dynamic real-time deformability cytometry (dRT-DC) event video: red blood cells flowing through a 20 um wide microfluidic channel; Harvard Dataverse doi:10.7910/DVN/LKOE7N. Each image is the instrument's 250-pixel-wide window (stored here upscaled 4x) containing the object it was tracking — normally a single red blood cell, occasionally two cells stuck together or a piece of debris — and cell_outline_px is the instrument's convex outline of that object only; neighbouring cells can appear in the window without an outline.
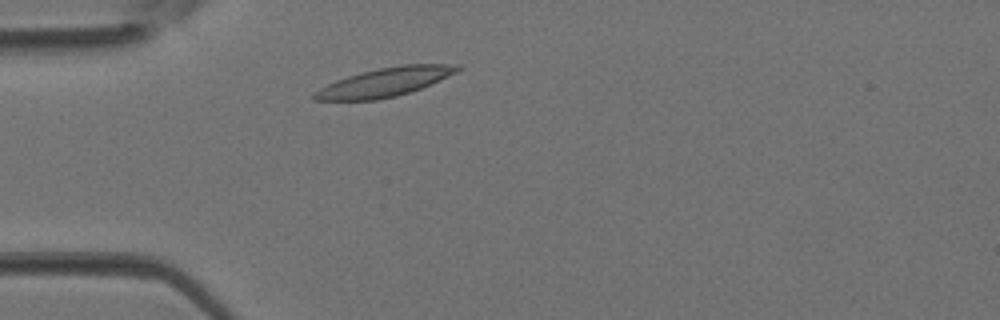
{"species": "Egyptian fruit bat (a non-hibernating species)", "species_latin": "Rousettus aegyptiacus", "temperature_condition": "room temperature", "stored_images_in_passage": 1, "camera_frame_rate_fps": 3000, "um_per_image_px": 0.085, "animal": {"sex": "female"}, "frame": {"image": 1, "passage_image": 1, "time_ms": 0.0, "image_size_px": [1000, 320], "cell_outline_px": [[464, 68], [432, 84], [396, 96], [376, 100], [312, 100], [312, 96], [320, 88], [336, 80], [348, 76], [380, 68], [400, 64], [460, 64]], "centroid_in_image_um": [32.76, 6.97], "position_along_channel_um": 52.2, "area_um2": 23.76}}